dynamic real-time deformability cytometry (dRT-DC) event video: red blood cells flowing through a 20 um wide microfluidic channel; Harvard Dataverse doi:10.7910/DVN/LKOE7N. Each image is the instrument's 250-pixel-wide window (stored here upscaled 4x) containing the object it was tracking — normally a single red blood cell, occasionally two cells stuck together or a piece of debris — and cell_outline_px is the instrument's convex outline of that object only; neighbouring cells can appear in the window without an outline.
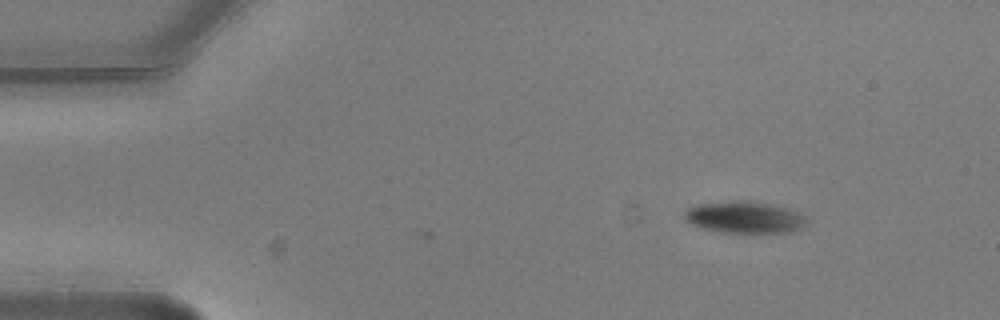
{"species": "common noctule bat (a hibernating species)", "species_latin": "Nyctalus noctula", "temperature_condition": "warm", "stored_images_in_passage": 2, "camera_frame_rate_fps": 3000, "um_per_image_px": 0.085, "animal": {"sex": "male", "body_mass_g": 20.5, "forearm_length_mm": 52.5}, "frame": {"image": 1, "passage_image": 2, "time_ms": 0.333, "image_size_px": [1000, 320], "cell_outline_px": [[808, 224], [800, 228], [788, 232], [720, 232], [700, 228], [684, 220], [684, 212], [688, 208], [696, 204], [736, 200], [748, 200], [788, 208], [800, 212], [808, 220]], "centroid_in_image_um": [63.27, 18.46], "position_along_channel_um": 21.7, "area_um2": 22.77}}